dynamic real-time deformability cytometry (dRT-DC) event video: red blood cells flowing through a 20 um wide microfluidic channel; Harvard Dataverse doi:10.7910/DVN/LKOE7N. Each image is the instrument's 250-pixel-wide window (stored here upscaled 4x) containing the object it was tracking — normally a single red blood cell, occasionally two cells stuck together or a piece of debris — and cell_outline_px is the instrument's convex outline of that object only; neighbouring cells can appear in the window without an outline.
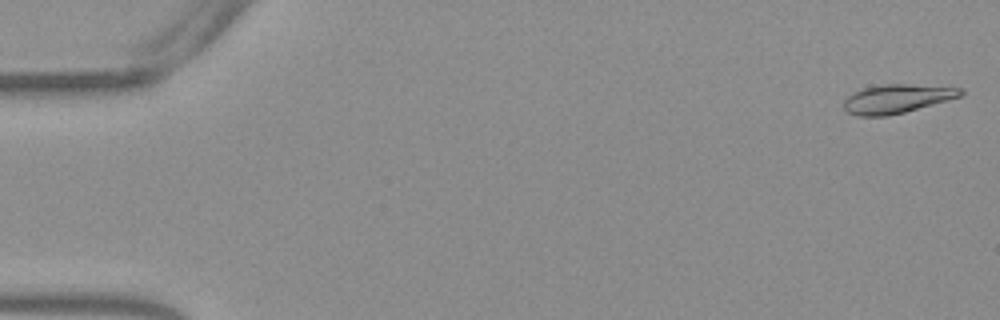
{"species": "Egyptian fruit bat (a non-hibernating species)", "species_latin": "Rousettus aegyptiacus", "temperature_condition": "warm", "stored_images_in_passage": 53, "camera_frame_rate_fps": 3000, "um_per_image_px": 0.085, "frame": {"image": 1, "passage_image": 1, "time_ms": 0.0, "image_size_px": [1000, 320], "cell_outline_px": [[964, 96], [904, 112], [888, 116], [856, 116], [848, 112], [844, 108], [844, 100], [852, 92], [860, 88], [884, 84], [908, 84], [964, 88]], "centroid_in_image_um": [76.25, 8.39], "position_along_channel_um": 8.8, "area_um2": 19.83}}
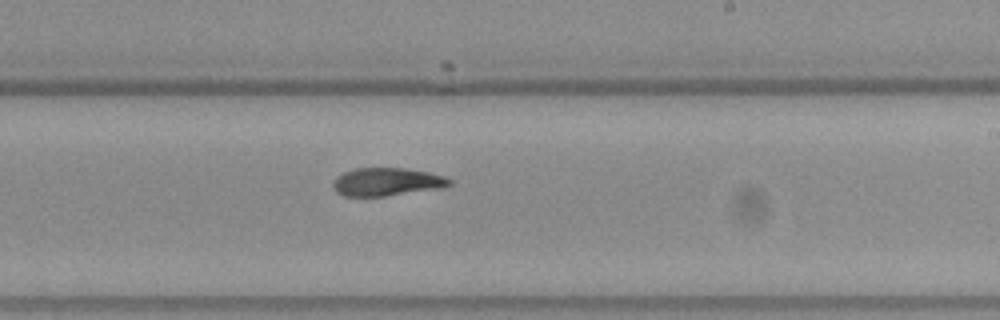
{"frame": {"image": 2, "passage_image": 32, "time_ms": 10.333, "image_size_px": [1000, 320], "cell_outline_px": [[452, 184], [444, 188], [384, 196], [344, 196], [336, 192], [332, 184], [336, 176], [344, 172], [356, 168], [404, 168], [428, 172], [444, 176], [452, 180]], "centroid_in_image_um": [32.89, 15.46], "position_along_channel_um": 256.1, "area_um2": 19.13}}
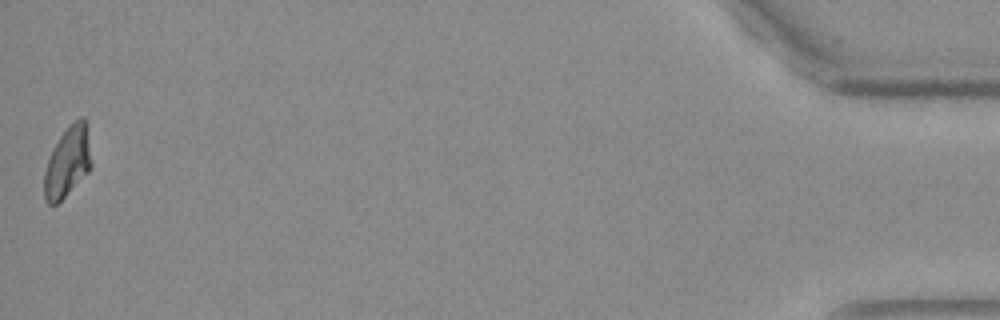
{"frame": {"image": 3, "passage_image": 53, "time_ms": 17.333, "image_size_px": [1000, 320], "cell_outline_px": [[92, 168], [56, 204], [48, 204], [44, 200], [44, 172], [48, 160], [60, 136], [80, 116], [84, 116], [92, 164]], "centroid_in_image_um": [5.74, 13.8], "position_along_channel_um": 429.5, "area_um2": 18.73}, "authors_computed_cell_mechanics": {"area_um2": 19.7676, "velocity_mm_per_s": 3.8129, "shape_relaxation_time_tau1_ms": 11.0391, "shape_relaxation_time_tau2_ms": 3.1533, "deformation_change_tau1": 0.3008, "deformation_change_tau2": 0.0674}}